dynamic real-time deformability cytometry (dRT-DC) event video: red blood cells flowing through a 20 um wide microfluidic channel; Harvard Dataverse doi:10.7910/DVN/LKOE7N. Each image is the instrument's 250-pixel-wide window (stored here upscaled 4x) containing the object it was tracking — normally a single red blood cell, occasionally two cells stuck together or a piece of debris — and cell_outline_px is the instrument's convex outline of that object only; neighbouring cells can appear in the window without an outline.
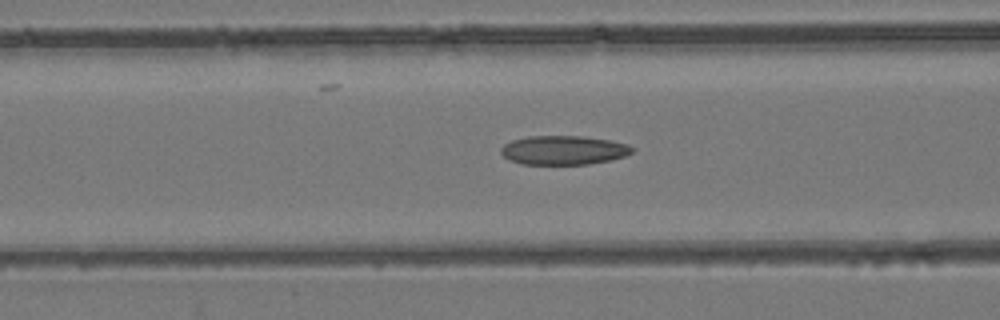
{"species": "common noctule bat (a hibernating species)", "species_latin": "Nyctalus noctula", "temperature_condition": "room temperature", "stored_images_in_passage": 54, "camera_frame_rate_fps": 3000, "um_per_image_px": 0.085, "animal": {"sex": "female", "body_mass_g": 24.6, "forearm_length_mm": 56.2}, "frame": {"image": 1, "passage_image": 22, "time_ms": 7.0, "image_size_px": [1000, 320], "cell_outline_px": [[636, 148], [632, 152], [624, 156], [612, 160], [588, 164], [524, 164], [508, 160], [500, 152], [500, 148], [504, 144], [512, 140], [528, 136], [584, 136], [608, 140], [628, 144]], "centroid_in_image_um": [47.9, 12.76], "position_along_channel_um": 118.7, "area_um2": 22.31}}
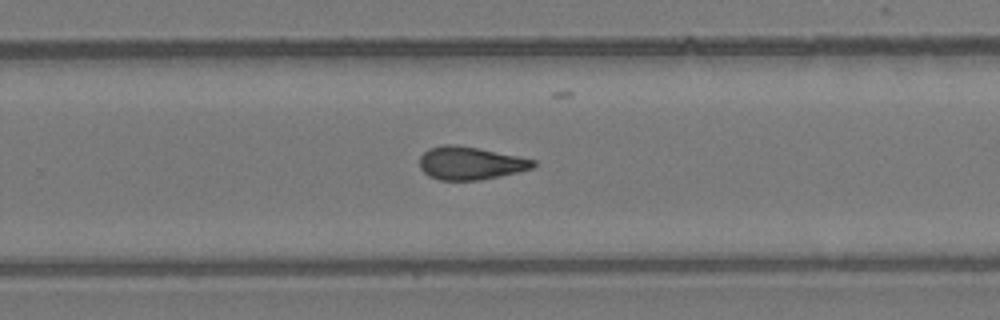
{"frame": {"image": 2, "passage_image": 35, "time_ms": 11.333, "image_size_px": [1000, 320], "cell_outline_px": [[536, 164], [532, 168], [500, 176], [480, 180], [440, 180], [428, 176], [420, 168], [420, 156], [428, 148], [444, 144], [456, 144], [480, 148], [520, 156], [536, 160]], "centroid_in_image_um": [39.97, 13.85], "position_along_channel_um": 289.8, "area_um2": 22.02}}
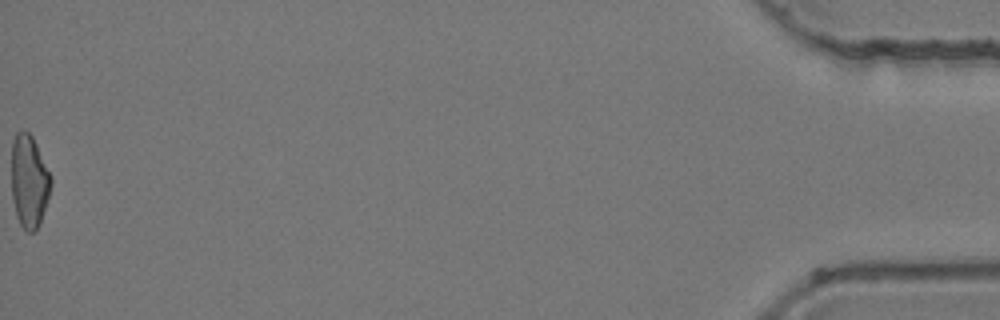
{"frame": {"image": 3, "passage_image": 54, "time_ms": 17.667, "image_size_px": [1000, 320], "cell_outline_px": [[52, 184], [40, 224], [32, 232], [28, 232], [20, 224], [16, 216], [12, 196], [12, 140], [16, 132], [20, 128], [24, 128], [32, 136], [52, 176]], "centroid_in_image_um": [2.47, 15.36], "position_along_channel_um": 432.7, "area_um2": 21.5}, "authors_computed_cell_mechanics": {"area_um2": 22.3108, "velocity_mm_per_s": 3.9585, "shape_relaxation_time_tau1_ms": null, "shape_relaxation_time_tau2_ms": 3.7079, "deformation_change_tau1": null, "deformation_change_tau2": 0.1288}}